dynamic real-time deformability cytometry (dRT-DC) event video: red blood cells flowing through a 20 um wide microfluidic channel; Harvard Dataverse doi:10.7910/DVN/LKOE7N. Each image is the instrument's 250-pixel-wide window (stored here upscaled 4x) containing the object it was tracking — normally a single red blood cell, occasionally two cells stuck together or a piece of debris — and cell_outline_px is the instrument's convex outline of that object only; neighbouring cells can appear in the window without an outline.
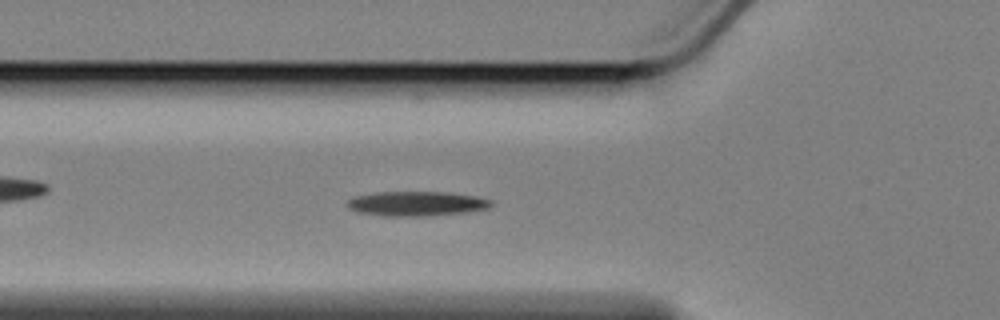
{"species": "Egyptian fruit bat (a non-hibernating species)", "species_latin": "Rousettus aegyptiacus", "temperature_condition": "cold", "stored_images_in_passage": 58, "camera_frame_rate_fps": 3000, "um_per_image_px": 0.085, "animal": {"sex": "female"}, "frame": {"image": 1, "passage_image": 19, "time_ms": 6.0, "image_size_px": [1000, 320], "cell_outline_px": [[492, 204], [488, 208], [468, 212], [428, 216], [380, 216], [356, 212], [348, 208], [348, 200], [352, 196], [376, 192], [448, 192], [476, 196], [492, 200]], "centroid_in_image_um": [35.38, 17.31], "position_along_channel_um": 90.4, "area_um2": 20.92}}
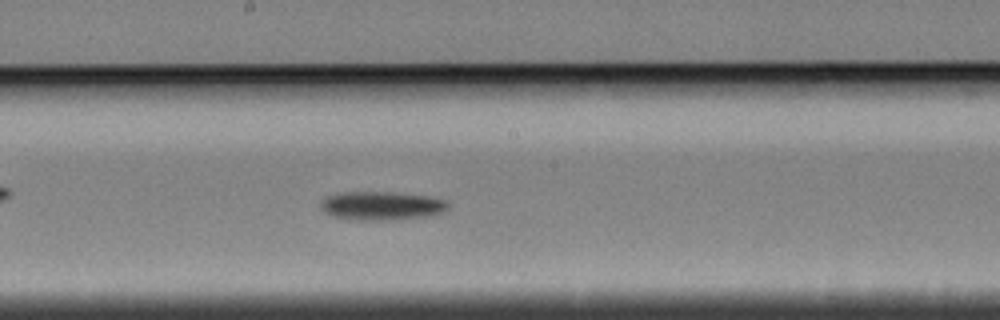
{"frame": {"image": 2, "passage_image": 30, "time_ms": 9.667, "image_size_px": [1000, 320], "cell_outline_px": [[448, 208], [444, 212], [428, 216], [396, 220], [360, 220], [328, 216], [320, 208], [320, 204], [328, 196], [340, 192], [388, 192], [428, 196], [444, 200], [448, 204]], "centroid_in_image_um": [32.42, 17.5], "position_along_channel_um": 215.8, "area_um2": 21.33}}
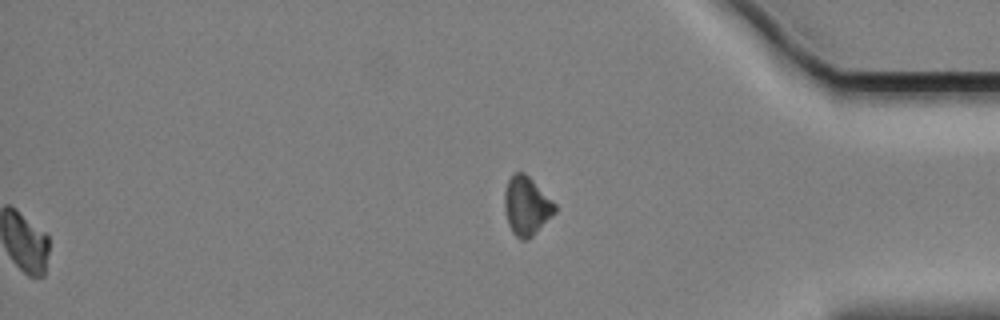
{"frame": {"image": 3, "passage_image": 58, "time_ms": 19.0, "image_size_px": [1000, 320], "cell_outline_px": [[556, 212], [528, 240], [520, 240], [512, 232], [508, 224], [504, 212], [504, 192], [508, 180], [516, 172], [524, 172], [556, 204]], "centroid_in_image_um": [44.73, 17.53], "position_along_channel_um": 390.5, "area_um2": 17.17}, "authors_computed_cell_mechanics": {"area_um2": 19.1607, "velocity_mm_per_s": 3.3998, "shape_relaxation_time_tau1_ms": 5.3256, "shape_relaxation_time_tau2_ms": null, "deformation_change_tau1": 0.1076, "deformation_change_tau2": null}}